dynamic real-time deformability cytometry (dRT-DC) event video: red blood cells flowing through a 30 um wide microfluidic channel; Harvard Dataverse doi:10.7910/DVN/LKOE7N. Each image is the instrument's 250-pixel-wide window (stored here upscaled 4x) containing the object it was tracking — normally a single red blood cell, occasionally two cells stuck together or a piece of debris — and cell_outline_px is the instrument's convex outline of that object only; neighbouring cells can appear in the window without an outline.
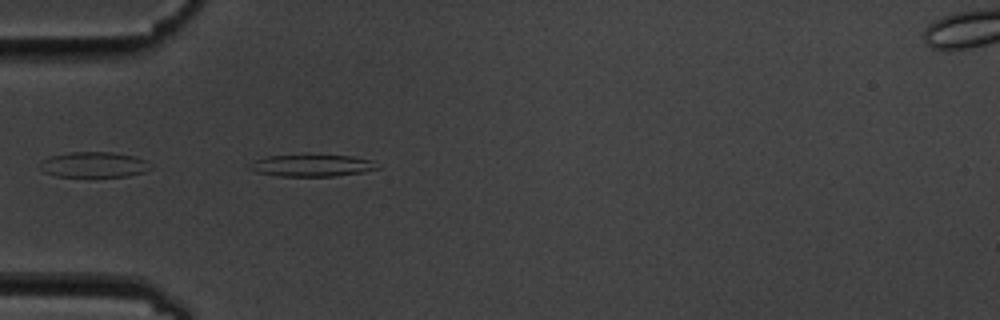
{"species": "common noctule bat (a hibernating species)", "species_latin": "Nyctalus noctula", "temperature_condition": "cold", "stored_images_in_passage": 5, "camera_frame_rate_fps": 3000, "um_per_image_px": 0.085, "animal": {"sex": "male", "body_mass_g": 19.5, "forearm_length_mm": 54.6}, "frame": {"image": 1, "passage_image": 4, "time_ms": 3.667, "image_size_px": [1000, 320], "cell_outline_px": [[380, 168], [360, 172], [336, 176], [280, 176], [256, 172], [248, 168], [256, 160], [268, 156], [352, 156], [372, 160]], "centroid_in_image_um": [26.53, 14.08], "position_along_channel_um": 58.5, "area_um2": 15.78}}